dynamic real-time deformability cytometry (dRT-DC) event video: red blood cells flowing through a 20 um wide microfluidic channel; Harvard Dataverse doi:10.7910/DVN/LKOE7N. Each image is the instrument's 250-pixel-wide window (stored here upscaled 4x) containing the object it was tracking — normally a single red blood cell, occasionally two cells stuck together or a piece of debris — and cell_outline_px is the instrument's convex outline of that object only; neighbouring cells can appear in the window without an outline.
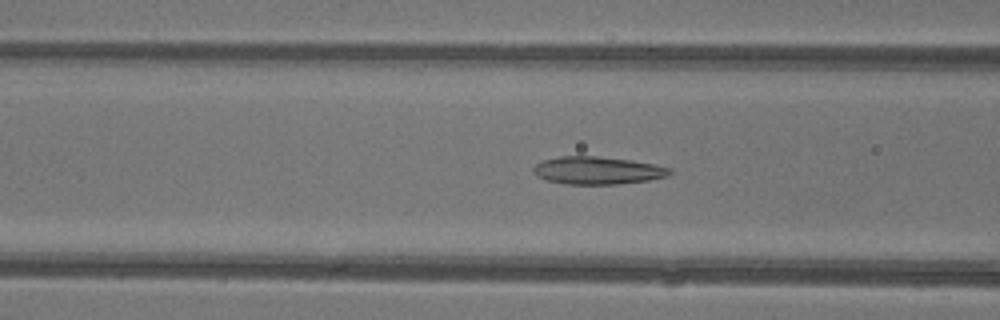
{"species": "common noctule bat (a hibernating species)", "species_latin": "Nyctalus noctula", "temperature_condition": "warm", "stored_images_in_passage": 47, "camera_frame_rate_fps": 3000, "um_per_image_px": 0.085, "animal": {"sex": "female"}, "frame": {"image": 1, "passage_image": 19, "time_ms": 6.0, "image_size_px": [1000, 320], "cell_outline_px": [[672, 172], [668, 176], [648, 180], [616, 184], [568, 184], [548, 180], [532, 172], [532, 168], [536, 164], [544, 160], [560, 156], [596, 156], [632, 160], [672, 168]], "centroid_in_image_um": [50.81, 14.48], "position_along_channel_um": 115.8, "area_um2": 21.79}}
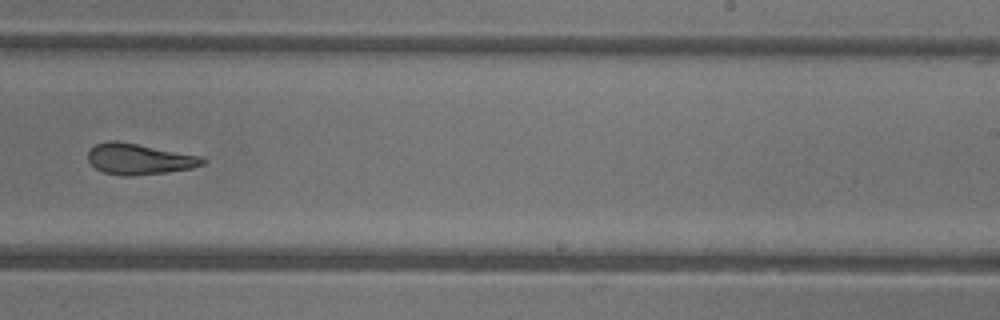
{"frame": {"image": 2, "passage_image": 30, "time_ms": 9.667, "image_size_px": [1000, 320], "cell_outline_px": [[208, 160], [204, 164], [192, 168], [168, 172], [128, 176], [120, 176], [104, 172], [96, 168], [88, 160], [88, 152], [96, 144], [108, 140], [116, 140], [200, 156]], "centroid_in_image_um": [11.83, 13.52], "position_along_channel_um": 277.2, "area_um2": 20.52}}
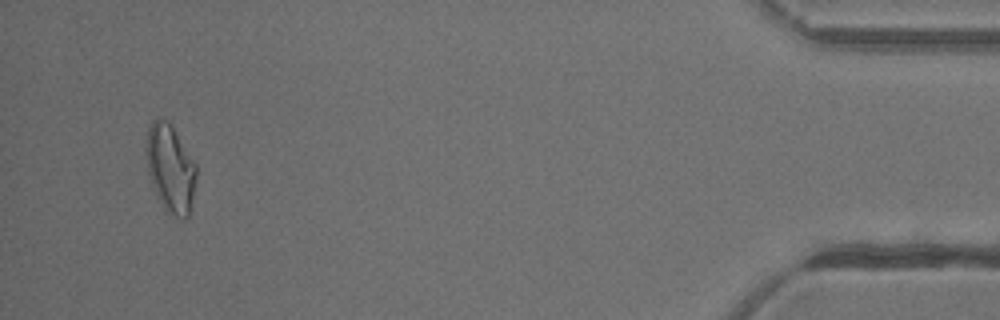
{"frame": {"image": 3, "passage_image": 45, "time_ms": 14.667, "image_size_px": [1000, 320], "cell_outline_px": [[196, 180], [188, 216], [184, 220], [180, 220], [168, 212], [160, 200], [156, 192], [148, 172], [148, 128], [152, 120], [156, 116], [168, 120], [172, 124], [196, 164]], "centroid_in_image_um": [14.52, 14.28], "position_along_channel_um": 420.7, "area_um2": 25.2}, "authors_computed_cell_mechanics": {"area_um2": 22.7732, "velocity_mm_per_s": 4.4003, "shape_relaxation_time_tau1_ms": null, "shape_relaxation_time_tau2_ms": 1.9398, "deformation_change_tau1": null, "deformation_change_tau2": 0.1135}}